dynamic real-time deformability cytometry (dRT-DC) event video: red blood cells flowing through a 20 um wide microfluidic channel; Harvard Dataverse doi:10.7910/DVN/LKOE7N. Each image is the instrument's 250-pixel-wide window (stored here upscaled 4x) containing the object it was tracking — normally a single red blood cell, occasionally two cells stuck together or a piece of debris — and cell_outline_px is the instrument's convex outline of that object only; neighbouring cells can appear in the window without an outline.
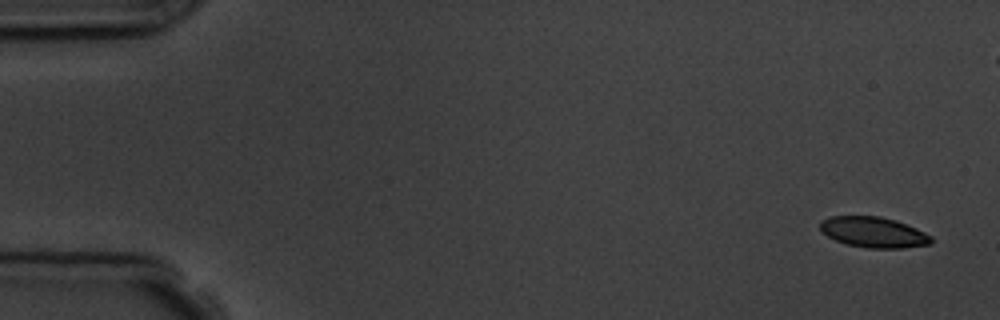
{"species": "common noctule bat (a hibernating species)", "species_latin": "Nyctalus noctula", "temperature_condition": "room temperature", "stored_images_in_passage": 6, "camera_frame_rate_fps": 3000, "um_per_image_px": 0.085, "animal": {"sex": "male", "body_mass_g": 19.5, "forearm_length_mm": 54.6}, "frame": {"image": 1, "passage_image": 1, "time_ms": 0.0, "image_size_px": [1000, 320], "cell_outline_px": [[932, 240], [928, 244], [904, 248], [868, 248], [848, 244], [836, 240], [820, 232], [820, 220], [832, 216], [880, 216], [896, 220], [916, 228], [932, 236]], "centroid_in_image_um": [74.23, 19.73], "position_along_channel_um": 10.8, "area_um2": 19.77}}